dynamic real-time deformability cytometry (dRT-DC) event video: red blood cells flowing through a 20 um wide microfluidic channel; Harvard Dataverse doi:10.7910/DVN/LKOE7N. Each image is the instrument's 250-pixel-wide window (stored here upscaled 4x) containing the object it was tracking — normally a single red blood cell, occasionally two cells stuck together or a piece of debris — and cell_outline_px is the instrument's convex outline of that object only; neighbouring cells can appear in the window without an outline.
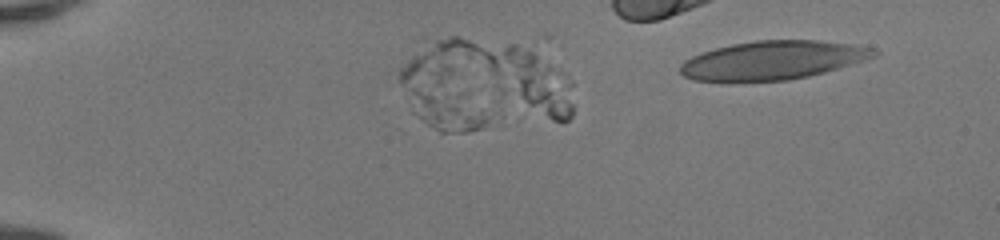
{"species": "human", "species_latin": "Homo sapiens", "temperature_condition": "room temperature", "stored_images_in_passage": 25, "camera_frame_rate_fps": 3000, "um_per_image_px": 0.085, "donor": {"sex": "female"}, "frame": {"image": 1, "passage_image": 4, "time_ms": 1.0, "image_size_px": [1000, 240], "cell_outline_px": [[880, 52], [876, 56], [864, 60], [824, 72], [808, 76], [788, 80], [692, 80], [684, 76], [680, 72], [680, 64], [684, 60], [692, 56], [716, 48], [732, 44], [756, 40], [820, 40], [856, 44], [876, 48]], "centroid_in_image_um": [65.74, 5.09], "position_along_channel_um": 19.3, "area_um2": 43.35}}